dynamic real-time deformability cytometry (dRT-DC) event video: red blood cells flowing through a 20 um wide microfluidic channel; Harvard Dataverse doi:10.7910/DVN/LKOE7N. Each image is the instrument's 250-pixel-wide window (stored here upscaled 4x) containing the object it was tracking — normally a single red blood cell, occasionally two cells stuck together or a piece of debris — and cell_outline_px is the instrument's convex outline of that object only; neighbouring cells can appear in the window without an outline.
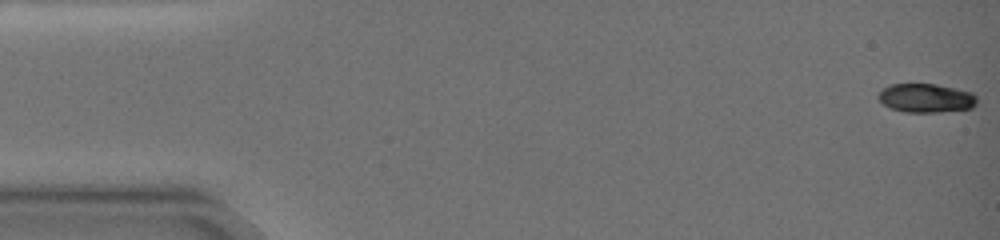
{"species": "common noctule bat (a hibernating species)", "species_latin": "Nyctalus noctula", "temperature_condition": "warm", "stored_images_in_passage": 19, "camera_frame_rate_fps": 3000, "um_per_image_px": 0.085, "animal": {"sex": "female", "body_mass_g": 19.0, "forearm_length_mm": 51.5}, "frame": {"image": 1, "passage_image": 1, "time_ms": 0.0, "image_size_px": [1000, 240], "cell_outline_px": [[976, 104], [972, 108], [936, 112], [904, 112], [892, 108], [884, 104], [876, 96], [884, 88], [892, 84], [936, 84], [972, 92], [976, 96]], "centroid_in_image_um": [78.72, 8.33], "position_along_channel_um": 6.3, "area_um2": 16.42}}
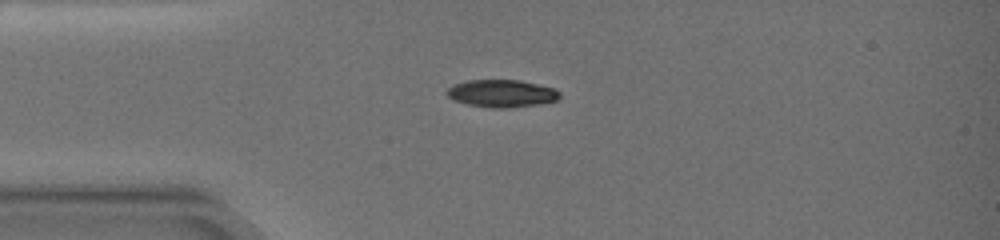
{"frame": {"image": 2, "passage_image": 15, "time_ms": 4.667, "image_size_px": [1000, 240], "cell_outline_px": [[560, 96], [556, 100], [540, 104], [512, 108], [492, 108], [468, 104], [452, 100], [444, 92], [452, 84], [468, 80], [520, 80], [556, 88], [560, 92]], "centroid_in_image_um": [42.63, 7.94], "position_along_channel_um": 42.4, "area_um2": 18.32}}